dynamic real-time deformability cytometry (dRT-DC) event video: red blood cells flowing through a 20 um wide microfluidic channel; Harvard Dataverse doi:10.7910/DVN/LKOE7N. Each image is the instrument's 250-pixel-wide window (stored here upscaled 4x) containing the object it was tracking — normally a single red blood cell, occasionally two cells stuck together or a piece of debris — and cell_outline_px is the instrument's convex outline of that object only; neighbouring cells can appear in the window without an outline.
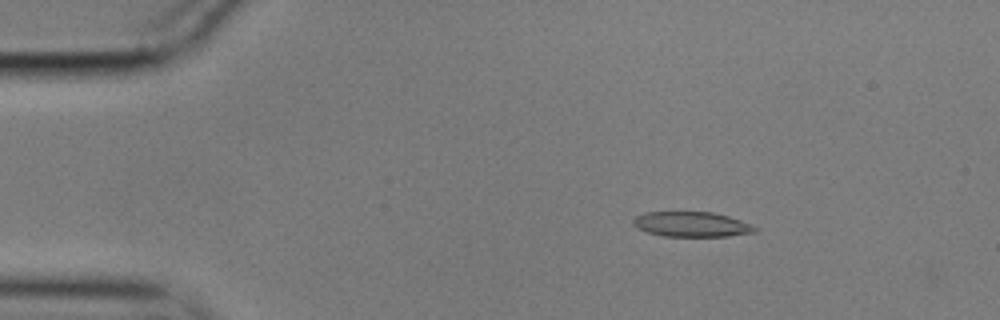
{"species": "common noctule bat (a hibernating species)", "species_latin": "Nyctalus noctula", "temperature_condition": "cold", "stored_images_in_passage": 57, "camera_frame_rate_fps": 3000, "um_per_image_px": 0.085, "animal": {"sex": "male", "body_mass_g": 17.9}, "frame": {"image": 1, "passage_image": 9, "time_ms": 2.667, "image_size_px": [1000, 320], "cell_outline_px": [[760, 228], [756, 232], [728, 236], [664, 236], [648, 232], [636, 228], [632, 224], [632, 220], [636, 216], [644, 212], [712, 212], [728, 216], [752, 224]], "centroid_in_image_um": [58.8, 19.06], "position_along_channel_um": 26.2, "area_um2": 17.86}}
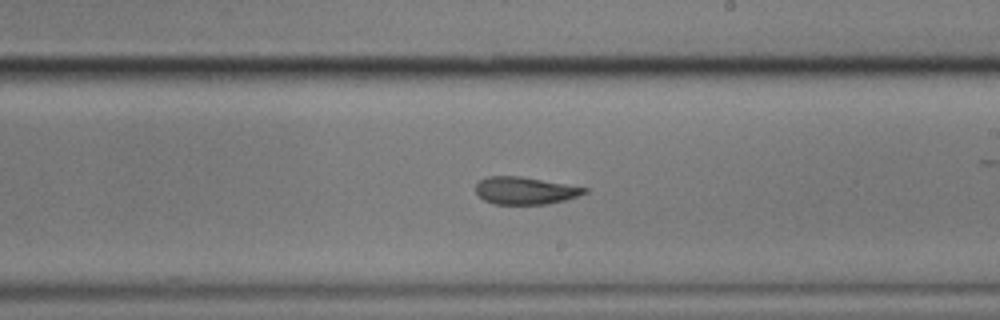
{"frame": {"image": 2, "passage_image": 33, "time_ms": 10.667, "image_size_px": [1000, 320], "cell_outline_px": [[588, 192], [564, 200], [548, 204], [492, 204], [484, 200], [476, 192], [476, 184], [480, 180], [488, 176], [520, 176], [588, 188]], "centroid_in_image_um": [44.61, 16.2], "position_along_channel_um": 244.4, "area_um2": 17.22}}
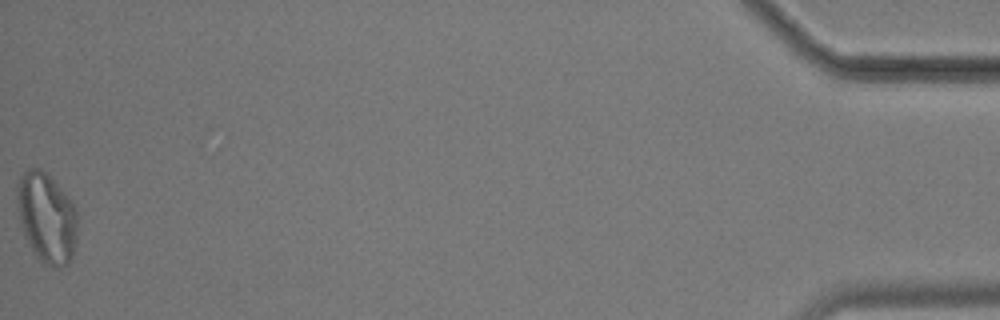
{"frame": {"image": 3, "passage_image": 57, "time_ms": 18.667, "image_size_px": [1000, 320], "cell_outline_px": [[76, 240], [72, 256], [68, 264], [44, 264], [36, 256], [24, 236], [20, 224], [16, 200], [16, 184], [20, 176], [28, 168], [40, 168], [68, 196], [76, 208]], "centroid_in_image_um": [3.93, 18.47], "position_along_channel_um": 431.3, "area_um2": 31.39}, "authors_computed_cell_mechanics": {"area_um2": 18.5538, "velocity_mm_per_s": 3.5329, "shape_relaxation_time_tau1_ms": 8.17, "shape_relaxation_time_tau2_ms": 1.8789, "deformation_change_tau1": 0.1982, "deformation_change_tau2": 0.0831}}